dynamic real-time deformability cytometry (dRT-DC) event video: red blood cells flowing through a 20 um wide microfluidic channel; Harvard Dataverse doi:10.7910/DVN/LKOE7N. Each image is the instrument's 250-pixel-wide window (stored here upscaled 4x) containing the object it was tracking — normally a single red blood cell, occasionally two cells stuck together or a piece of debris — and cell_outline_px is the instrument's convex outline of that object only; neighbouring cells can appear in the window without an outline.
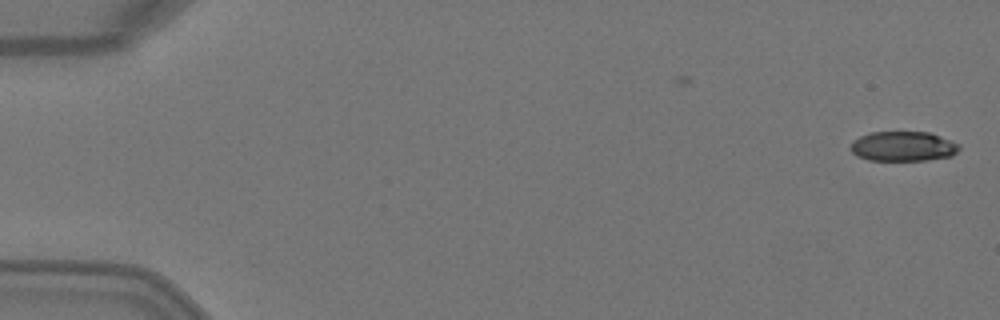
{"species": "Egyptian fruit bat (a non-hibernating species)", "species_latin": "Rousettus aegyptiacus", "temperature_condition": "warm", "stored_images_in_passage": 2, "camera_frame_rate_fps": 3000, "um_per_image_px": 0.085, "animal": {"sex": "female"}, "frame": {"image": 1, "passage_image": 2, "time_ms": 0.333, "image_size_px": [1000, 320], "cell_outline_px": [[960, 148], [952, 156], [928, 160], [868, 160], [856, 156], [852, 152], [852, 140], [860, 136], [872, 132], [928, 132], [960, 144]], "centroid_in_image_um": [76.76, 12.44], "position_along_channel_um": 8.2, "area_um2": 18.79}}